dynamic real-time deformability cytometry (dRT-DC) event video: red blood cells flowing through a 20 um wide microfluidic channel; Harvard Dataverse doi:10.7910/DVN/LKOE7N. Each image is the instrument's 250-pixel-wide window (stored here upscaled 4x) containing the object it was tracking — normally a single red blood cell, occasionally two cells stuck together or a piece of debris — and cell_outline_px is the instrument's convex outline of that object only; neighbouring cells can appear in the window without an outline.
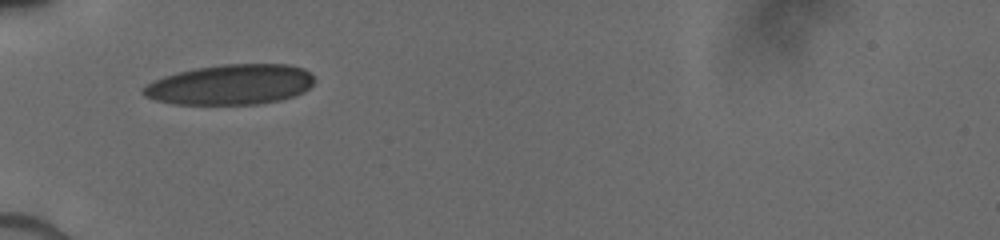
{"species": "human", "species_latin": "Homo sapiens", "temperature_condition": "cold", "stored_images_in_passage": 42, "camera_frame_rate_fps": 3000, "um_per_image_px": 0.085, "donor": {"sex": "male"}, "frame": {"image": 1, "passage_image": 1, "time_ms": 0.0, "image_size_px": [1000, 240], "cell_outline_px": [[312, 84], [304, 92], [280, 100], [260, 104], [172, 104], [156, 100], [144, 96], [140, 92], [148, 84], [164, 76], [196, 68], [224, 64], [288, 64], [304, 68], [312, 76]], "centroid_in_image_um": [19.6, 7.19], "position_along_channel_um": 65.4, "area_um2": 39.88}}
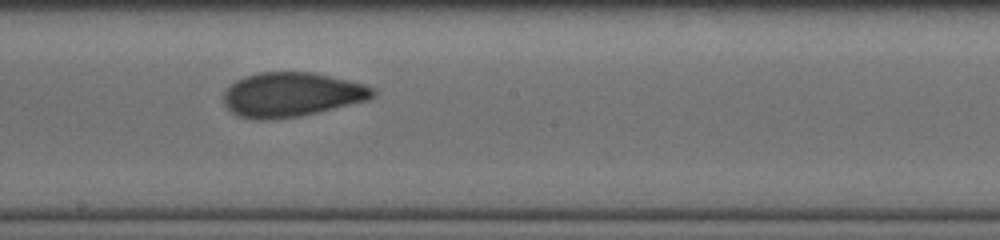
{"frame": {"image": 2, "passage_image": 16, "time_ms": 4.0, "image_size_px": [1000, 240], "cell_outline_px": [[376, 96], [368, 100], [300, 116], [272, 120], [256, 120], [240, 116], [232, 112], [224, 104], [224, 92], [236, 80], [244, 76], [260, 72], [312, 72], [364, 84], [372, 88], [376, 92]], "centroid_in_image_um": [24.78, 8.04], "position_along_channel_um": 223.4, "area_um2": 38.49}}
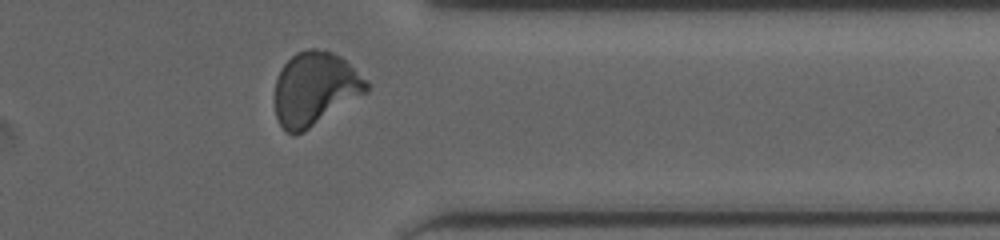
{"frame": {"image": 3, "passage_image": 34, "time_ms": 8.0, "image_size_px": [1000, 240], "cell_outline_px": [[368, 92], [304, 132], [296, 136], [288, 132], [280, 124], [276, 116], [276, 80], [280, 68], [296, 52], [308, 48], [324, 48], [340, 56], [368, 84]], "centroid_in_image_um": [26.75, 7.54], "position_along_channel_um": 384.6, "area_um2": 39.02}}